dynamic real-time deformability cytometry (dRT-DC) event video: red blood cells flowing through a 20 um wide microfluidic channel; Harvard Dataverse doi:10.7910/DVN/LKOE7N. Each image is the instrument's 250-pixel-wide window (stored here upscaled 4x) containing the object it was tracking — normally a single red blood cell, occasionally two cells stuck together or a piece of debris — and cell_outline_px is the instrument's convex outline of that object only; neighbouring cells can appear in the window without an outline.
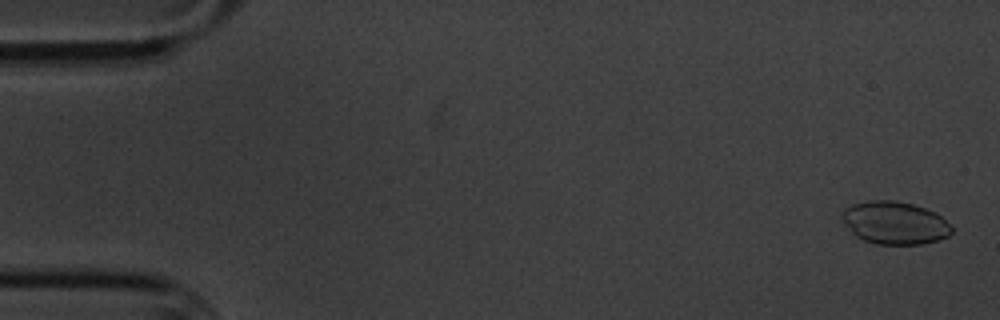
{"species": "common noctule bat (a hibernating species)", "species_latin": "Nyctalus noctula", "temperature_condition": "cold", "stored_images_in_passage": 5, "camera_frame_rate_fps": 3000, "um_per_image_px": 0.085, "animal": {"sex": "male", "body_mass_g": 20.1, "forearm_length_mm": 53.5}, "frame": {"image": 1, "passage_image": 1, "time_ms": 0.0, "image_size_px": [1000, 320], "cell_outline_px": [[952, 232], [948, 236], [940, 240], [920, 244], [876, 244], [864, 240], [856, 236], [852, 232], [840, 216], [852, 204], [868, 200], [896, 200], [912, 204], [936, 212], [952, 228]], "centroid_in_image_um": [76.07, 18.94], "position_along_channel_um": 8.9, "area_um2": 27.11}}